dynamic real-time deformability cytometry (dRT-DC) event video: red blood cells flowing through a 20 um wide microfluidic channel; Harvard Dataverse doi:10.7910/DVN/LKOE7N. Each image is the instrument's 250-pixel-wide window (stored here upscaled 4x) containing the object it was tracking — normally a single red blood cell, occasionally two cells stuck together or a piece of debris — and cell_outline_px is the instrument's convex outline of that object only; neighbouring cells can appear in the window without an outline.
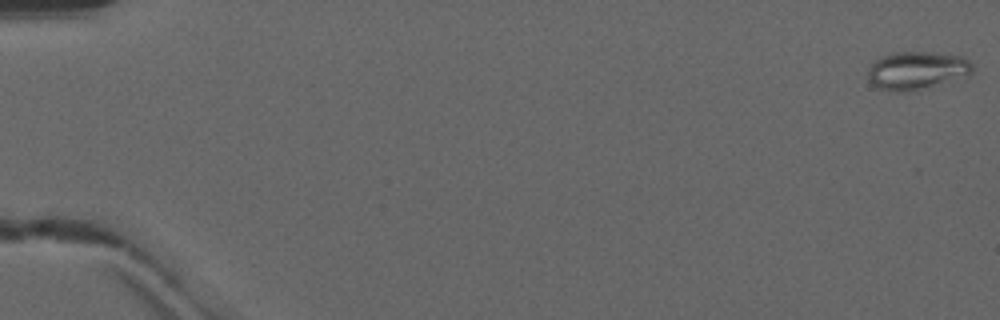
{"species": "common noctule bat (a hibernating species)", "species_latin": "Nyctalus noctula", "temperature_condition": "warm", "stored_images_in_passage": 51, "camera_frame_rate_fps": 3000, "um_per_image_px": 0.085, "animal": {"sex": "male", "forearm_length_mm": 52.5}, "frame": {"image": 1, "passage_image": 1, "time_ms": 0.0, "image_size_px": [1000, 320], "cell_outline_px": [[972, 72], [968, 76], [908, 92], [892, 92], [880, 88], [872, 84], [868, 80], [868, 68], [880, 56], [892, 52], [932, 52], [964, 56], [972, 64]], "centroid_in_image_um": [77.92, 5.98], "position_along_channel_um": 7.1, "area_um2": 23.29}}
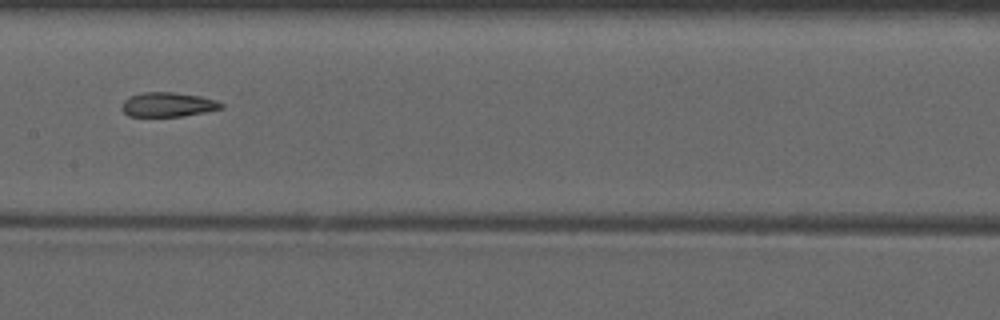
{"frame": {"image": 2, "passage_image": 27, "time_ms": 8.667, "image_size_px": [1000, 320], "cell_outline_px": [[224, 108], [204, 112], [180, 116], [128, 116], [120, 108], [120, 104], [128, 96], [144, 92], [172, 92], [200, 96], [216, 100], [224, 104]], "centroid_in_image_um": [14.24, 8.88], "position_along_channel_um": 193.2, "area_um2": 14.22}}
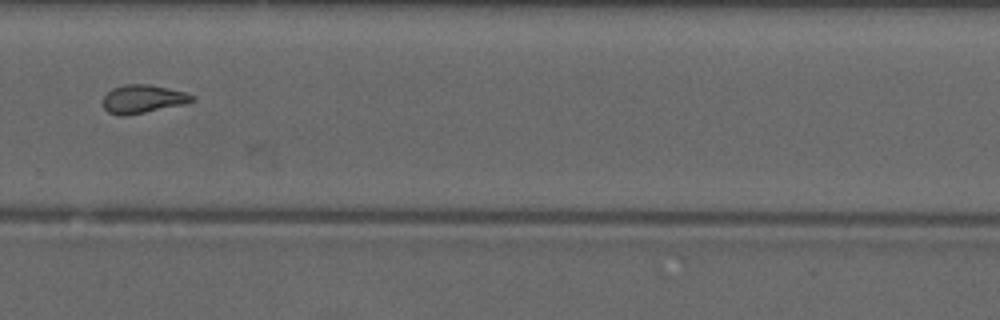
{"frame": {"image": 3, "passage_image": 36, "time_ms": 11.667, "image_size_px": [1000, 320], "cell_outline_px": [[196, 100], [184, 104], [124, 116], [120, 116], [108, 112], [104, 108], [104, 96], [112, 88], [124, 84], [148, 84], [184, 92], [196, 96]], "centroid_in_image_um": [12.15, 8.41], "position_along_channel_um": 317.7, "area_um2": 14.57}, "authors_computed_cell_mechanics": {"area_um2": 15.3748, "velocity_mm_per_s": 4.1608, "shape_relaxation_time_tau1_ms": null, "shape_relaxation_time_tau2_ms": 3.0461, "deformation_change_tau1": null, "deformation_change_tau2": 0.1149}}